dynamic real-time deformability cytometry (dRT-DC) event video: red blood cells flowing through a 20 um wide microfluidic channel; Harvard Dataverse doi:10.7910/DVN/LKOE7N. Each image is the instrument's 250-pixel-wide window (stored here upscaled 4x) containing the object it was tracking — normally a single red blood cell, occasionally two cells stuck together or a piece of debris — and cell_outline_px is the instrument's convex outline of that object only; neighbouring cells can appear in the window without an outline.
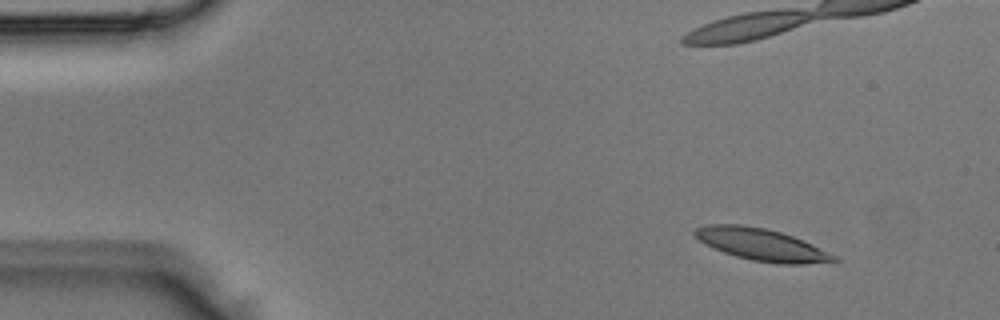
{"species": "Egyptian fruit bat (a non-hibernating species)", "species_latin": "Rousettus aegyptiacus", "temperature_condition": "room temperature", "stored_images_in_passage": 6, "camera_frame_rate_fps": 3000, "um_per_image_px": 0.085, "animal": {"sex": "male"}, "frame": {"image": 1, "passage_image": 1, "time_ms": 0.0, "image_size_px": [1000, 320], "cell_outline_px": [[840, 260], [804, 264], [780, 264], [752, 260], [736, 256], [724, 252], [700, 240], [692, 232], [696, 228], [708, 224], [740, 224], [764, 228], [780, 232], [792, 236], [812, 244], [836, 256]], "centroid_in_image_um": [64.73, 20.78], "position_along_channel_um": 20.3, "area_um2": 25.49}}